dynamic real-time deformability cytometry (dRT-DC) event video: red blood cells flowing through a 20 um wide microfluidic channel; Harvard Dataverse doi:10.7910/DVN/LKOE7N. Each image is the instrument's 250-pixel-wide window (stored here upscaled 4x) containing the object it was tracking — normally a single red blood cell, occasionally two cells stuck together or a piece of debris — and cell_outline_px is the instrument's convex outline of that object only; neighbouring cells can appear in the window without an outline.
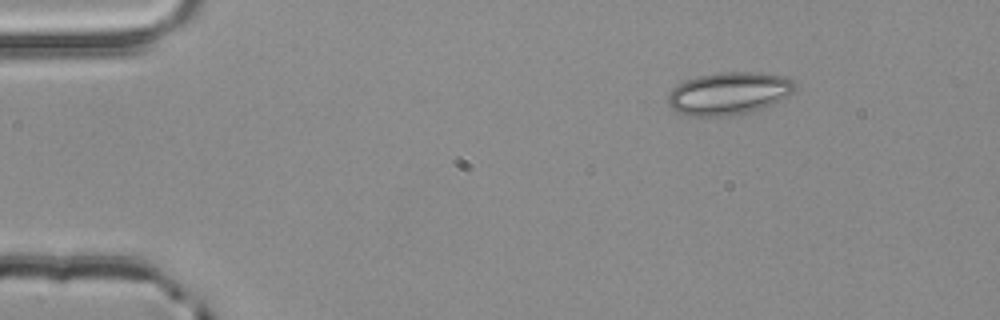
{"species": "common noctule bat (a hibernating species)", "species_latin": "Nyctalus noctula", "temperature_condition": "room temperature", "stored_images_in_passage": 2, "camera_frame_rate_fps": 3000, "um_per_image_px": 0.085, "animal": {"sex": "male", "body_mass_g": 20.4}, "frame": {"image": 1, "passage_image": 2, "time_ms": 0.333, "image_size_px": [1000, 320], "cell_outline_px": [[796, 88], [788, 96], [780, 100], [760, 108], [748, 112], [724, 116], [688, 116], [676, 112], [668, 104], [668, 92], [676, 84], [684, 80], [700, 76], [720, 72], [756, 72], [788, 76], [796, 84]], "centroid_in_image_um": [61.92, 7.93], "position_along_channel_um": 23.1, "area_um2": 31.62}}